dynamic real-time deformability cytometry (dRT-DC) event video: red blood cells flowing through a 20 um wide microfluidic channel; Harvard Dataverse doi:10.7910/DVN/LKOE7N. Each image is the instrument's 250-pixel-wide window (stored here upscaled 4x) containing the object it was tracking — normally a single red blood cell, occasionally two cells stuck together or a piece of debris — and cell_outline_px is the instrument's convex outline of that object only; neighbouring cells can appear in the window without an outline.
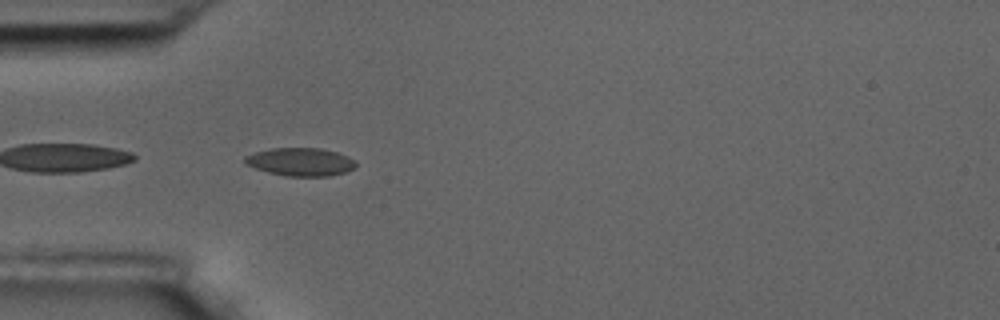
{"species": "common noctule bat (a hibernating species)", "species_latin": "Nyctalus noctula", "temperature_condition": "room temperature", "stored_images_in_passage": 41, "camera_frame_rate_fps": 3000, "um_per_image_px": 0.085, "animal": {"sex": "male", "body_mass_g": 17.5, "forearm_length_mm": 52.3}, "frame": {"image": 1, "passage_image": 1, "time_ms": 0.0, "image_size_px": [1000, 320], "cell_outline_px": [[356, 164], [352, 168], [344, 172], [328, 176], [288, 176], [268, 172], [244, 164], [244, 156], [256, 152], [272, 148], [320, 148], [336, 152], [348, 156], [356, 160]], "centroid_in_image_um": [25.53, 13.75], "position_along_channel_um": 59.5, "area_um2": 18.03}}
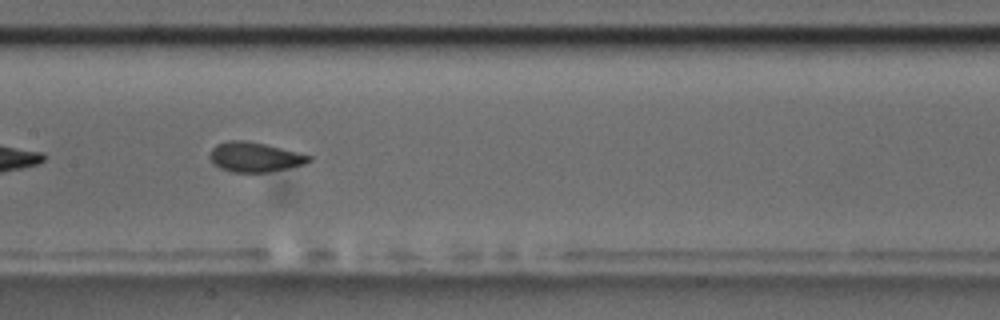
{"frame": {"image": 2, "passage_image": 12, "time_ms": 3.667, "image_size_px": [1000, 320], "cell_outline_px": [[312, 160], [304, 164], [288, 168], [268, 172], [232, 172], [220, 168], [208, 156], [212, 148], [216, 144], [228, 140], [248, 140], [312, 156]], "centroid_in_image_um": [21.63, 13.34], "position_along_channel_um": 185.8, "area_um2": 17.05}, "authors_computed_cell_mechanics": {"area_um2": 17.2244, "velocity_mm_per_s": 3.5294, "shape_relaxation_time_tau1_ms": null, "shape_relaxation_time_tau2_ms": 1.2022, "deformation_change_tau1": null, "deformation_change_tau2": 0.0544}}